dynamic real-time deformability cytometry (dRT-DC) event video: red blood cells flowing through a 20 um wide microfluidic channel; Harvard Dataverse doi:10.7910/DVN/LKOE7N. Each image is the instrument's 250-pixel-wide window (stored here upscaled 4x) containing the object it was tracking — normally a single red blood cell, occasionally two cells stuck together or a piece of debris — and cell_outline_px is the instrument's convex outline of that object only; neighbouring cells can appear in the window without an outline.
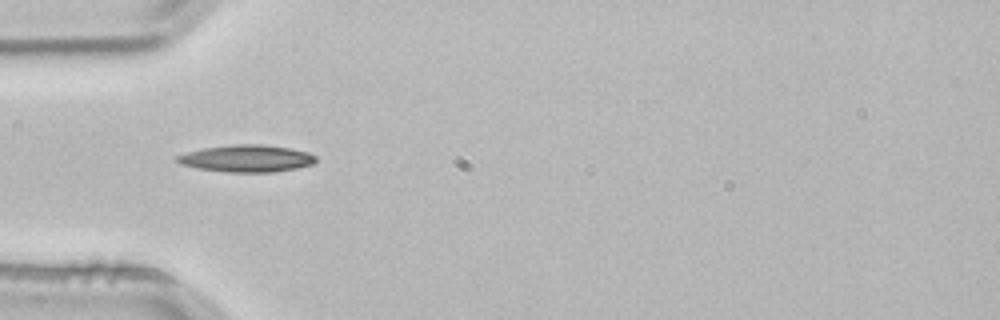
{"species": "common noctule bat (a hibernating species)", "species_latin": "Nyctalus noctula", "temperature_condition": "room temperature", "stored_images_in_passage": 2, "camera_frame_rate_fps": 3000, "um_per_image_px": 0.085, "animal": {"sex": "male", "body_mass_g": 21.5, "forearm_length_mm": 52.0}, "frame": {"image": 1, "passage_image": 2, "time_ms": 0.333, "image_size_px": [1000, 320], "cell_outline_px": [[316, 160], [312, 164], [296, 168], [276, 172], [224, 172], [196, 168], [180, 164], [172, 160], [176, 156], [188, 152], [204, 148], [236, 144], [260, 144], [288, 148], [308, 152], [316, 156]], "centroid_in_image_um": [20.92, 13.48], "position_along_channel_um": 64.1, "area_um2": 21.91}}